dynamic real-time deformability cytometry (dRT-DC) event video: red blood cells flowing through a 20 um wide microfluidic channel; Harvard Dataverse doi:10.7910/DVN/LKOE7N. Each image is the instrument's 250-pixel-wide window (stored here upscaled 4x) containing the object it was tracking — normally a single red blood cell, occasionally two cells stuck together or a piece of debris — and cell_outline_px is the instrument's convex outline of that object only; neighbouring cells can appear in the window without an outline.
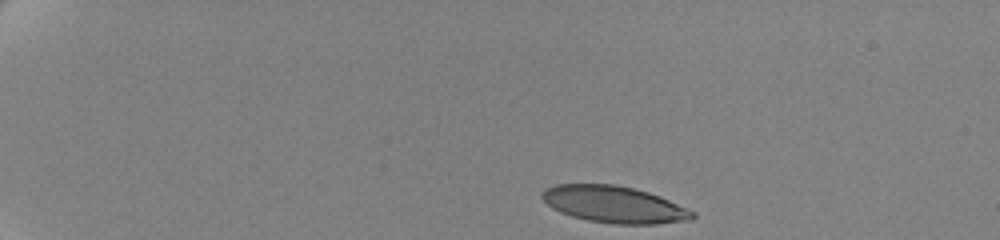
{"species": "human", "species_latin": "Homo sapiens", "temperature_condition": "cold", "stored_images_in_passage": 49, "camera_frame_rate_fps": 3000, "um_per_image_px": 0.085, "donor": {"sex": "female"}, "frame": {"image": 1, "passage_image": 1, "time_ms": 0.0, "image_size_px": [1000, 240], "cell_outline_px": [[696, 216], [692, 220], [656, 224], [612, 224], [588, 220], [572, 216], [560, 212], [552, 208], [540, 196], [544, 188], [556, 184], [612, 184], [632, 188], [648, 192], [660, 196], [696, 212]], "centroid_in_image_um": [52.21, 17.38], "position_along_channel_um": 32.8, "area_um2": 32.31}}
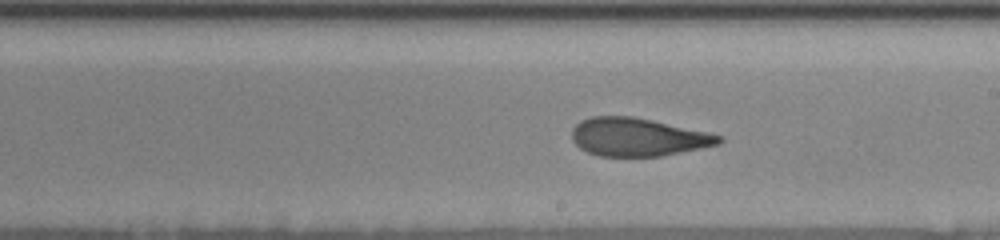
{"frame": {"image": 2, "passage_image": 27, "time_ms": 8.667, "image_size_px": [1000, 240], "cell_outline_px": [[724, 140], [720, 144], [660, 156], [600, 156], [588, 152], [580, 148], [572, 140], [572, 128], [580, 120], [592, 116], [632, 116], [652, 120], [708, 132], [724, 136]], "centroid_in_image_um": [54.22, 11.64], "position_along_channel_um": 234.8, "area_um2": 32.66}}
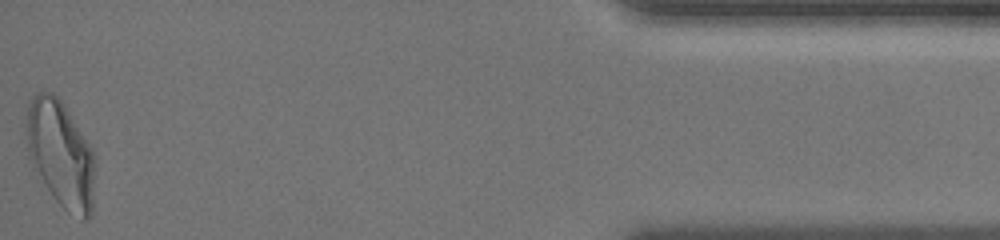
{"frame": {"image": 3, "passage_image": 49, "time_ms": 16.0, "image_size_px": [1000, 240], "cell_outline_px": [[96, 164], [92, 216], [84, 220], [80, 220], [68, 212], [56, 200], [48, 188], [28, 156], [28, 104], [32, 96], [40, 92], [52, 92], [64, 104], [92, 148], [96, 156]], "centroid_in_image_um": [5.23, 13.13], "position_along_channel_um": 430.0, "area_um2": 42.43}, "authors_computed_cell_mechanics": {"area_um2": 33.524, "velocity_mm_per_s": 3.4878, "shape_relaxation_time_tau1_ms": 5.4419, "shape_relaxation_time_tau2_ms": 1.3485, "deformation_change_tau1": 0.196, "deformation_change_tau2": 0.0922}}